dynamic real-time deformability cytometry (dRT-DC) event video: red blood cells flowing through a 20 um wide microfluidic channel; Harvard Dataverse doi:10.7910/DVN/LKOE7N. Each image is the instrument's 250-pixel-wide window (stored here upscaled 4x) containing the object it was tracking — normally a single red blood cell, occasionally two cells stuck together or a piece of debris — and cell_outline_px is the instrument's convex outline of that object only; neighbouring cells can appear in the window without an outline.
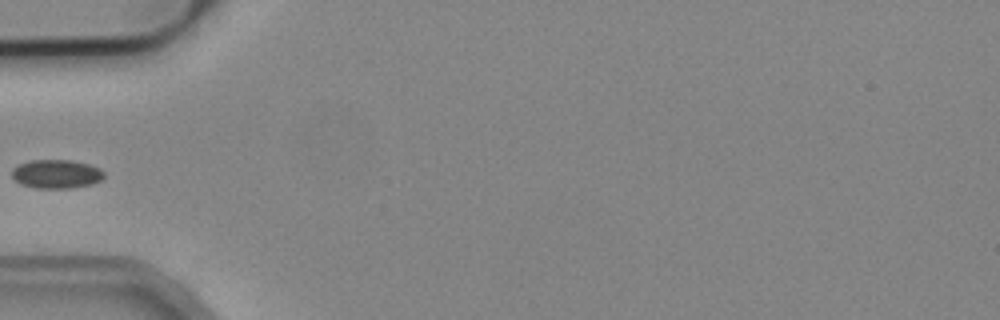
{"species": "common noctule bat (a hibernating species)", "species_latin": "Nyctalus noctula", "temperature_condition": "cold", "stored_images_in_passage": 6, "segment_of_instrument_passage": [2, 2], "camera_frame_rate_fps": 3000, "um_per_image_px": 0.085, "animal": {"sex": "male", "body_mass_g": 19.2, "forearm_length_mm": 51.8}, "frame": {"image": 1, "passage_image": 6, "time_ms": 1.667, "image_size_px": [1000, 320], "cell_outline_px": [[104, 176], [100, 180], [92, 184], [72, 188], [36, 188], [20, 184], [12, 176], [12, 168], [28, 160], [72, 160], [88, 164], [100, 168], [104, 172]], "centroid_in_image_um": [4.79, 14.78], "position_along_channel_um": 80.2, "area_um2": 15.49}}